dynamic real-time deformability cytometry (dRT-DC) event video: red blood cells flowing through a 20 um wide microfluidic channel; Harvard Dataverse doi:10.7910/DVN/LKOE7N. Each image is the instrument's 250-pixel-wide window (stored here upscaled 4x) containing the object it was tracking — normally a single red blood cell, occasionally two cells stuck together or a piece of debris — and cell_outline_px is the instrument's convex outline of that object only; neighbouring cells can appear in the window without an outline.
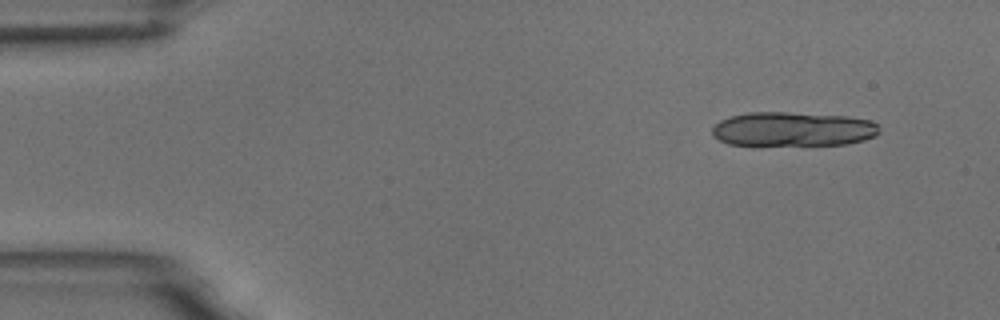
{"species": "common noctule bat (a hibernating species)", "species_latin": "Nyctalus noctula", "temperature_condition": "room temperature", "stored_images_in_passage": 4, "camera_frame_rate_fps": 3000, "um_per_image_px": 0.085, "animal": {"sex": "male", "body_mass_g": 18.8}, "frame": {"image": 1, "passage_image": 1, "time_ms": 0.0, "image_size_px": [1000, 320], "cell_outline_px": [[880, 132], [876, 136], [864, 140], [844, 144], [728, 144], [712, 136], [712, 128], [720, 120], [732, 116], [748, 112], [788, 112], [848, 116], [872, 120], [876, 124]], "centroid_in_image_um": [67.42, 10.96], "position_along_channel_um": 17.6, "area_um2": 33.18}}